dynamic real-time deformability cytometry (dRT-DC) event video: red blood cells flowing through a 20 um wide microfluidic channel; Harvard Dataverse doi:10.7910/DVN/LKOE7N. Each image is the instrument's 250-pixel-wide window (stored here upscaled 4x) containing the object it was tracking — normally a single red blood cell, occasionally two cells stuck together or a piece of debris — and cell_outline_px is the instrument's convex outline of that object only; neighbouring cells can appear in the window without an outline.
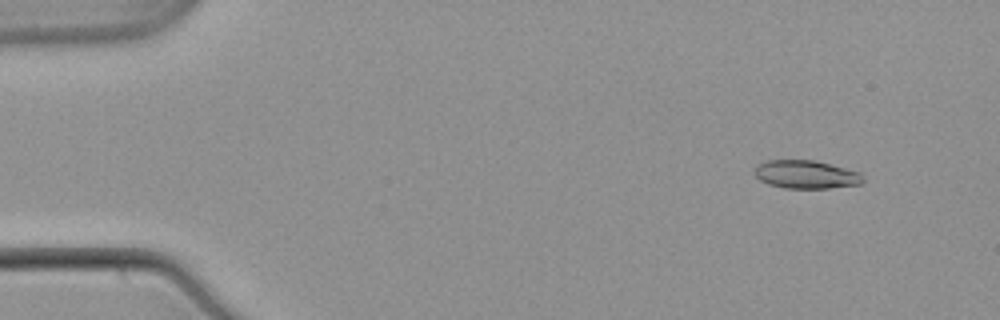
{"species": "common noctule bat (a hibernating species)", "species_latin": "Nyctalus noctula", "temperature_condition": "warm", "stored_images_in_passage": 53, "camera_frame_rate_fps": 3000, "um_per_image_px": 0.085, "animal": {"sex": "male", "body_mass_g": 21.5, "forearm_length_mm": 52.0}, "frame": {"image": 1, "passage_image": 5, "time_ms": 1.333, "image_size_px": [1000, 320], "cell_outline_px": [[864, 180], [860, 184], [828, 188], [784, 188], [768, 184], [760, 180], [756, 176], [756, 164], [764, 160], [816, 160], [860, 172], [864, 176]], "centroid_in_image_um": [68.52, 14.82], "position_along_channel_um": 16.5, "area_um2": 17.92}}
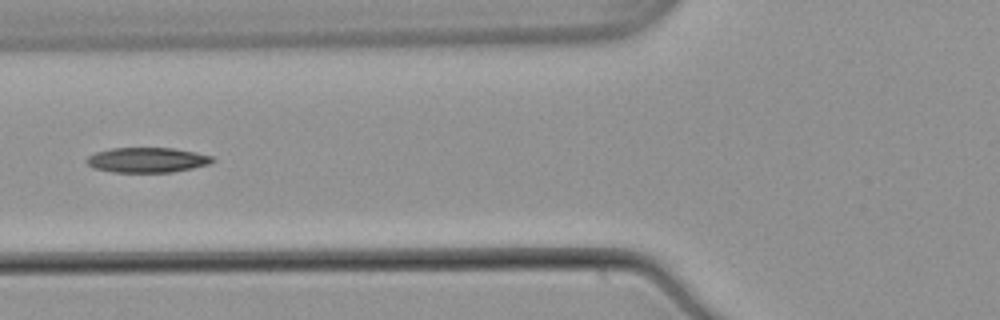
{"frame": {"image": 2, "passage_image": 21, "time_ms": 6.667, "image_size_px": [1000, 320], "cell_outline_px": [[216, 160], [208, 164], [192, 168], [172, 172], [112, 172], [92, 168], [84, 160], [88, 156], [96, 152], [112, 148], [172, 148], [196, 152], [212, 156]], "centroid_in_image_um": [12.48, 13.6], "position_along_channel_um": 113.3, "area_um2": 18.38}}
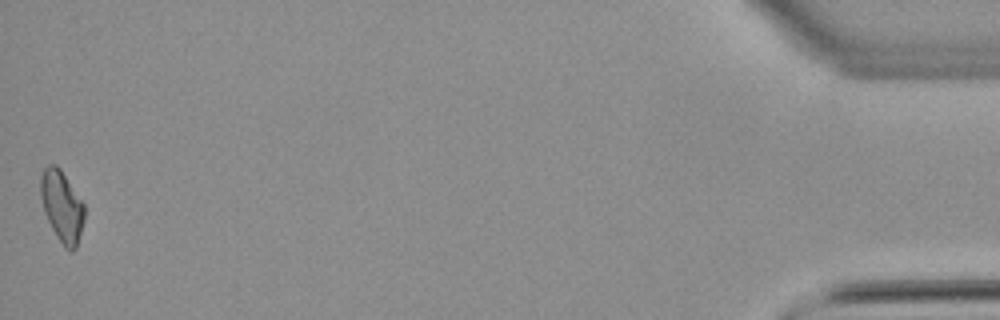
{"frame": {"image": 3, "passage_image": 53, "time_ms": 17.333, "image_size_px": [1000, 320], "cell_outline_px": [[84, 220], [76, 248], [72, 252], [64, 248], [56, 236], [44, 212], [40, 196], [40, 176], [44, 168], [48, 164], [56, 164], [60, 168], [84, 204]], "centroid_in_image_um": [5.25, 17.53], "position_along_channel_um": 430.0, "area_um2": 18.21}}